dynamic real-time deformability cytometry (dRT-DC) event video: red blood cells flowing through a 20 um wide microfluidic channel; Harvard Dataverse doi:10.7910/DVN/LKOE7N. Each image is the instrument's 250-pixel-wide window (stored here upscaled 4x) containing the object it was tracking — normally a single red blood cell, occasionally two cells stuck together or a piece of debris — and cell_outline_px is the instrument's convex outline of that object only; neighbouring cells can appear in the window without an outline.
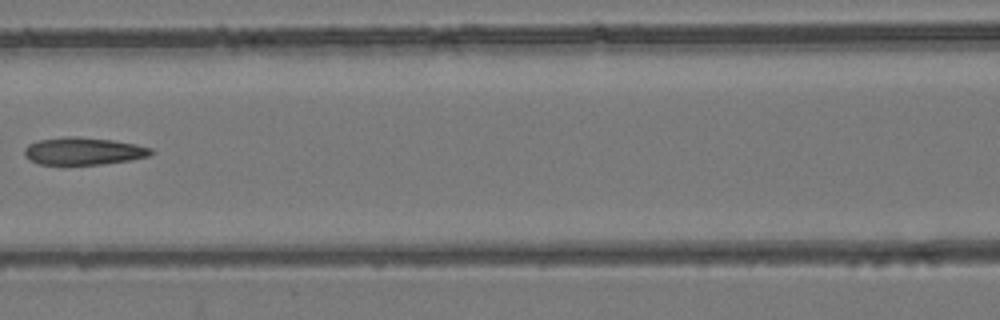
{"species": "common noctule bat (a hibernating species)", "species_latin": "Nyctalus noctula", "temperature_condition": "room temperature", "stored_images_in_passage": 7, "camera_frame_rate_fps": 3000, "um_per_image_px": 0.085, "animal": {"sex": "female", "body_mass_g": 24.6, "forearm_length_mm": 56.2}, "frame": {"image": 1, "passage_image": 5, "time_ms": 7.0, "image_size_px": [1000, 320], "cell_outline_px": [[156, 152], [148, 156], [128, 160], [104, 164], [40, 164], [24, 156], [24, 148], [28, 144], [36, 140], [64, 136], [76, 136], [112, 140], [136, 144], [152, 148]], "centroid_in_image_um": [7.08, 12.83], "position_along_channel_um": 159.5, "area_um2": 20.29}}
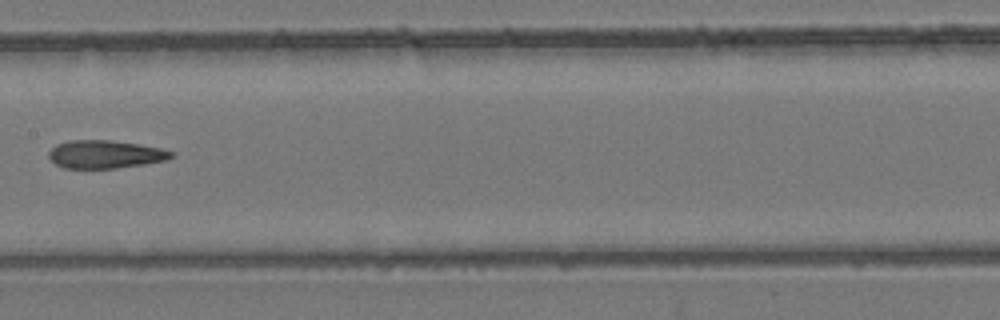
{"frame": {"image": 2, "passage_image": 6, "time_ms": 8.0, "image_size_px": [1000, 320], "cell_outline_px": [[176, 156], [168, 160], [144, 164], [116, 168], [64, 168], [56, 164], [48, 156], [48, 152], [56, 144], [68, 140], [108, 140], [136, 144], [160, 148], [176, 152]], "centroid_in_image_um": [8.97, 13.11], "position_along_channel_um": 198.4, "area_um2": 20.06}}
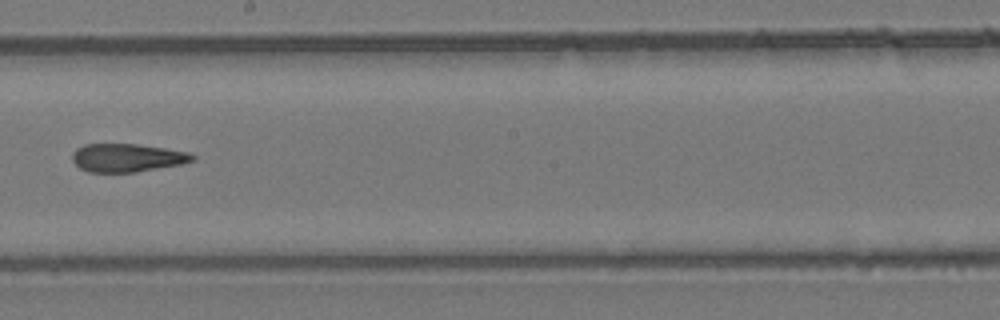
{"frame": {"image": 3, "passage_image": 7, "time_ms": 9.0, "image_size_px": [1000, 320], "cell_outline_px": [[196, 160], [180, 164], [136, 172], [88, 172], [80, 168], [72, 160], [72, 152], [76, 148], [84, 144], [136, 144], [164, 148], [188, 152], [196, 156]], "centroid_in_image_um": [10.79, 13.41], "position_along_channel_um": 237.4, "area_um2": 19.77}}